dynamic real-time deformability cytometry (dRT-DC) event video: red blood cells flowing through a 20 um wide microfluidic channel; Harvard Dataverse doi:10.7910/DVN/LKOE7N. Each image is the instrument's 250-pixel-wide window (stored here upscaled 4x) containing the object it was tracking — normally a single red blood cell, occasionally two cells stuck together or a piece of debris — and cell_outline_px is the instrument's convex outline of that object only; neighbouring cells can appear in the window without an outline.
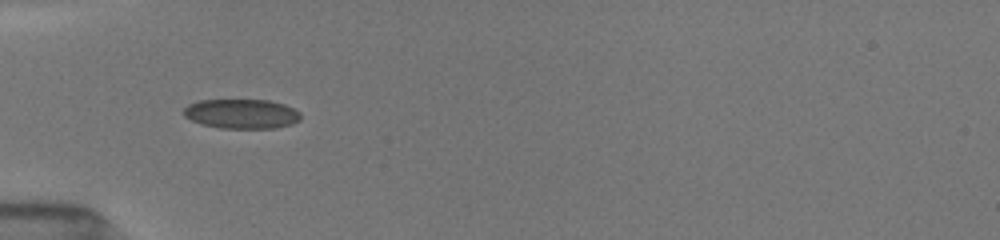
{"species": "common noctule bat (a hibernating species)", "species_latin": "Nyctalus noctula", "temperature_condition": "room temperature", "stored_images_in_passage": 6, "camera_frame_rate_fps": 3000, "um_per_image_px": 0.085, "animal": {"sex": "female", "body_mass_g": 19.5, "forearm_length_mm": 54.1}, "frame": {"image": 1, "passage_image": 1, "time_ms": 0.0, "image_size_px": [1000, 240], "cell_outline_px": [[300, 120], [292, 124], [276, 128], [220, 128], [200, 124], [184, 116], [184, 108], [188, 104], [200, 100], [268, 100], [284, 104], [300, 112]], "centroid_in_image_um": [20.53, 9.68], "position_along_channel_um": 64.5, "area_um2": 20.17}}
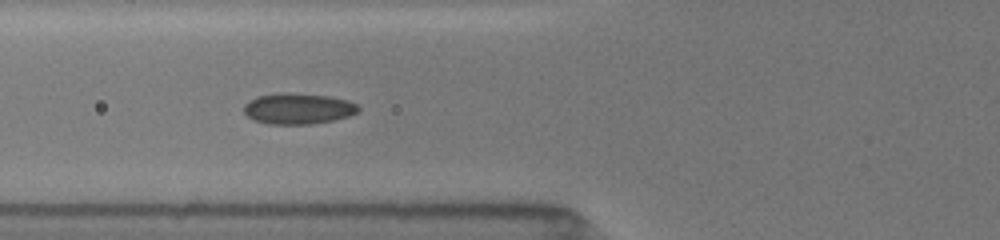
{"frame": {"image": 2, "passage_image": 3, "time_ms": 1.0, "image_size_px": [1000, 240], "cell_outline_px": [[360, 112], [348, 116], [332, 120], [312, 124], [268, 124], [256, 120], [248, 116], [244, 112], [244, 104], [248, 100], [256, 96], [276, 92], [288, 92], [332, 96], [348, 100], [356, 104], [360, 108]], "centroid_in_image_um": [25.34, 9.21], "position_along_channel_um": 100.5, "area_um2": 20.92}}
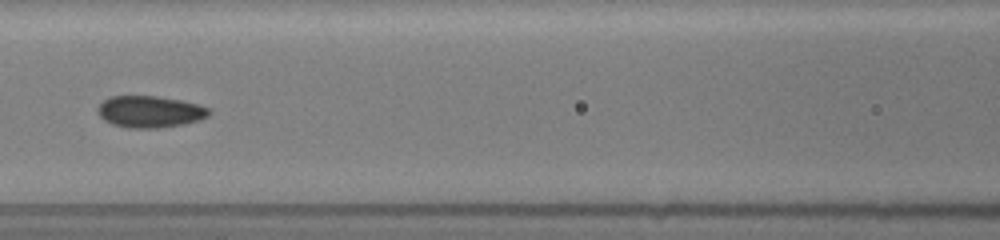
{"frame": {"image": 3, "passage_image": 5, "time_ms": 2.333, "image_size_px": [1000, 240], "cell_outline_px": [[212, 112], [208, 116], [200, 120], [184, 124], [160, 128], [128, 128], [112, 124], [104, 120], [96, 112], [96, 108], [104, 100], [112, 96], [156, 96], [184, 100], [200, 104], [208, 108]], "centroid_in_image_um": [12.76, 9.49], "position_along_channel_um": 153.8, "area_um2": 20.87}}